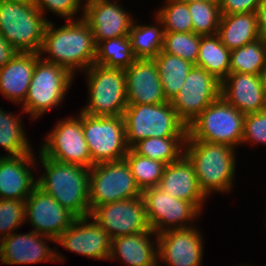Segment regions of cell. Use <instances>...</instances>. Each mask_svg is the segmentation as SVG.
I'll return each instance as SVG.
<instances>
[{"label": "cell", "instance_id": "7bdbcfd3", "mask_svg": "<svg viewBox=\"0 0 266 266\" xmlns=\"http://www.w3.org/2000/svg\"><path fill=\"white\" fill-rule=\"evenodd\" d=\"M256 14L260 35L266 39V0L261 3Z\"/></svg>", "mask_w": 266, "mask_h": 266}, {"label": "cell", "instance_id": "7402d4cb", "mask_svg": "<svg viewBox=\"0 0 266 266\" xmlns=\"http://www.w3.org/2000/svg\"><path fill=\"white\" fill-rule=\"evenodd\" d=\"M221 96L244 115L266 109L260 75L229 73L221 82Z\"/></svg>", "mask_w": 266, "mask_h": 266}, {"label": "cell", "instance_id": "cb8c5ba5", "mask_svg": "<svg viewBox=\"0 0 266 266\" xmlns=\"http://www.w3.org/2000/svg\"><path fill=\"white\" fill-rule=\"evenodd\" d=\"M40 53L17 52L0 68V92L6 99L22 104L27 96L36 62Z\"/></svg>", "mask_w": 266, "mask_h": 266}, {"label": "cell", "instance_id": "ac0fdd59", "mask_svg": "<svg viewBox=\"0 0 266 266\" xmlns=\"http://www.w3.org/2000/svg\"><path fill=\"white\" fill-rule=\"evenodd\" d=\"M84 5L82 19L91 28L96 45L106 39L129 35L134 19L121 5L109 0H90Z\"/></svg>", "mask_w": 266, "mask_h": 266}, {"label": "cell", "instance_id": "9c48e42d", "mask_svg": "<svg viewBox=\"0 0 266 266\" xmlns=\"http://www.w3.org/2000/svg\"><path fill=\"white\" fill-rule=\"evenodd\" d=\"M142 196L125 159L91 166L89 171L90 212L97 206Z\"/></svg>", "mask_w": 266, "mask_h": 266}, {"label": "cell", "instance_id": "4dcf8cb0", "mask_svg": "<svg viewBox=\"0 0 266 266\" xmlns=\"http://www.w3.org/2000/svg\"><path fill=\"white\" fill-rule=\"evenodd\" d=\"M155 17L157 23L162 27L136 25L137 23L134 21L130 28L129 37L131 39L132 51L136 59H153L162 51L165 31L162 21L157 16ZM159 28H161V30Z\"/></svg>", "mask_w": 266, "mask_h": 266}, {"label": "cell", "instance_id": "f1b7e54d", "mask_svg": "<svg viewBox=\"0 0 266 266\" xmlns=\"http://www.w3.org/2000/svg\"><path fill=\"white\" fill-rule=\"evenodd\" d=\"M186 137H150L135 143L131 149L138 155L170 164L184 154Z\"/></svg>", "mask_w": 266, "mask_h": 266}, {"label": "cell", "instance_id": "603a6c76", "mask_svg": "<svg viewBox=\"0 0 266 266\" xmlns=\"http://www.w3.org/2000/svg\"><path fill=\"white\" fill-rule=\"evenodd\" d=\"M158 187L174 198L192 203L200 212L207 198L198 185L193 165L184 154L166 165Z\"/></svg>", "mask_w": 266, "mask_h": 266}, {"label": "cell", "instance_id": "ee69618b", "mask_svg": "<svg viewBox=\"0 0 266 266\" xmlns=\"http://www.w3.org/2000/svg\"><path fill=\"white\" fill-rule=\"evenodd\" d=\"M260 79H261V84H262V87H263V90L266 96V67L261 71Z\"/></svg>", "mask_w": 266, "mask_h": 266}, {"label": "cell", "instance_id": "4fadbf2b", "mask_svg": "<svg viewBox=\"0 0 266 266\" xmlns=\"http://www.w3.org/2000/svg\"><path fill=\"white\" fill-rule=\"evenodd\" d=\"M142 198L149 225L156 234L171 229L190 228L189 221L195 220L200 213L192 203L174 198L158 186L143 190Z\"/></svg>", "mask_w": 266, "mask_h": 266}, {"label": "cell", "instance_id": "5b68a950", "mask_svg": "<svg viewBox=\"0 0 266 266\" xmlns=\"http://www.w3.org/2000/svg\"><path fill=\"white\" fill-rule=\"evenodd\" d=\"M123 119L129 148L145 138L187 136V126L178 118L169 101L163 104H128Z\"/></svg>", "mask_w": 266, "mask_h": 266}, {"label": "cell", "instance_id": "7a4b0ae2", "mask_svg": "<svg viewBox=\"0 0 266 266\" xmlns=\"http://www.w3.org/2000/svg\"><path fill=\"white\" fill-rule=\"evenodd\" d=\"M45 173L37 178V186L50 194L76 217L90 215L89 171L77 164L62 163L39 155Z\"/></svg>", "mask_w": 266, "mask_h": 266}, {"label": "cell", "instance_id": "d590c367", "mask_svg": "<svg viewBox=\"0 0 266 266\" xmlns=\"http://www.w3.org/2000/svg\"><path fill=\"white\" fill-rule=\"evenodd\" d=\"M194 33L216 35L221 19L219 3L195 1L188 3Z\"/></svg>", "mask_w": 266, "mask_h": 266}, {"label": "cell", "instance_id": "e0dca14e", "mask_svg": "<svg viewBox=\"0 0 266 266\" xmlns=\"http://www.w3.org/2000/svg\"><path fill=\"white\" fill-rule=\"evenodd\" d=\"M89 218L90 215L76 217L55 242L72 252L95 259L109 260L111 239L94 219L89 222Z\"/></svg>", "mask_w": 266, "mask_h": 266}, {"label": "cell", "instance_id": "7c38bea8", "mask_svg": "<svg viewBox=\"0 0 266 266\" xmlns=\"http://www.w3.org/2000/svg\"><path fill=\"white\" fill-rule=\"evenodd\" d=\"M221 96V81L205 69L193 66L178 94L170 101L178 118L188 126Z\"/></svg>", "mask_w": 266, "mask_h": 266}, {"label": "cell", "instance_id": "1f68e13d", "mask_svg": "<svg viewBox=\"0 0 266 266\" xmlns=\"http://www.w3.org/2000/svg\"><path fill=\"white\" fill-rule=\"evenodd\" d=\"M266 67V39L261 37L254 42L231 50L230 73L260 75Z\"/></svg>", "mask_w": 266, "mask_h": 266}, {"label": "cell", "instance_id": "4316f807", "mask_svg": "<svg viewBox=\"0 0 266 266\" xmlns=\"http://www.w3.org/2000/svg\"><path fill=\"white\" fill-rule=\"evenodd\" d=\"M230 56L231 51L217 34L205 35L200 40L196 66L205 69L222 82L230 73Z\"/></svg>", "mask_w": 266, "mask_h": 266}, {"label": "cell", "instance_id": "f546056e", "mask_svg": "<svg viewBox=\"0 0 266 266\" xmlns=\"http://www.w3.org/2000/svg\"><path fill=\"white\" fill-rule=\"evenodd\" d=\"M135 60L129 35L106 39L96 45V65L125 70Z\"/></svg>", "mask_w": 266, "mask_h": 266}, {"label": "cell", "instance_id": "6da1fadb", "mask_svg": "<svg viewBox=\"0 0 266 266\" xmlns=\"http://www.w3.org/2000/svg\"><path fill=\"white\" fill-rule=\"evenodd\" d=\"M48 22L40 51L50 54L44 61L57 64L68 70L73 76L75 69L87 70L96 58V44L93 32L81 18L77 21L69 20L62 27H55Z\"/></svg>", "mask_w": 266, "mask_h": 266}, {"label": "cell", "instance_id": "44dd1931", "mask_svg": "<svg viewBox=\"0 0 266 266\" xmlns=\"http://www.w3.org/2000/svg\"><path fill=\"white\" fill-rule=\"evenodd\" d=\"M33 153L0 156V198L26 200L37 186L30 167L35 166ZM30 169V170H29Z\"/></svg>", "mask_w": 266, "mask_h": 266}, {"label": "cell", "instance_id": "484cf974", "mask_svg": "<svg viewBox=\"0 0 266 266\" xmlns=\"http://www.w3.org/2000/svg\"><path fill=\"white\" fill-rule=\"evenodd\" d=\"M217 35L231 51L261 38L256 13L222 14Z\"/></svg>", "mask_w": 266, "mask_h": 266}, {"label": "cell", "instance_id": "277c9868", "mask_svg": "<svg viewBox=\"0 0 266 266\" xmlns=\"http://www.w3.org/2000/svg\"><path fill=\"white\" fill-rule=\"evenodd\" d=\"M48 22L32 1L0 0V33L17 52L40 53Z\"/></svg>", "mask_w": 266, "mask_h": 266}, {"label": "cell", "instance_id": "8992f818", "mask_svg": "<svg viewBox=\"0 0 266 266\" xmlns=\"http://www.w3.org/2000/svg\"><path fill=\"white\" fill-rule=\"evenodd\" d=\"M244 119V114L220 96L187 126V135L193 140L236 148L242 143Z\"/></svg>", "mask_w": 266, "mask_h": 266}, {"label": "cell", "instance_id": "b9f144b4", "mask_svg": "<svg viewBox=\"0 0 266 266\" xmlns=\"http://www.w3.org/2000/svg\"><path fill=\"white\" fill-rule=\"evenodd\" d=\"M16 53L17 51L0 33V68H3Z\"/></svg>", "mask_w": 266, "mask_h": 266}, {"label": "cell", "instance_id": "9a60e30c", "mask_svg": "<svg viewBox=\"0 0 266 266\" xmlns=\"http://www.w3.org/2000/svg\"><path fill=\"white\" fill-rule=\"evenodd\" d=\"M25 218L35 228L33 231L56 240L76 216L36 186L25 200Z\"/></svg>", "mask_w": 266, "mask_h": 266}, {"label": "cell", "instance_id": "bcb514c9", "mask_svg": "<svg viewBox=\"0 0 266 266\" xmlns=\"http://www.w3.org/2000/svg\"><path fill=\"white\" fill-rule=\"evenodd\" d=\"M5 1L28 2V1H32V0H5Z\"/></svg>", "mask_w": 266, "mask_h": 266}, {"label": "cell", "instance_id": "836d02e7", "mask_svg": "<svg viewBox=\"0 0 266 266\" xmlns=\"http://www.w3.org/2000/svg\"><path fill=\"white\" fill-rule=\"evenodd\" d=\"M141 191L158 186L166 164L136 154L129 148L125 158Z\"/></svg>", "mask_w": 266, "mask_h": 266}, {"label": "cell", "instance_id": "2e32d148", "mask_svg": "<svg viewBox=\"0 0 266 266\" xmlns=\"http://www.w3.org/2000/svg\"><path fill=\"white\" fill-rule=\"evenodd\" d=\"M195 227L157 234L158 258L168 266H201L203 239Z\"/></svg>", "mask_w": 266, "mask_h": 266}, {"label": "cell", "instance_id": "8fae6325", "mask_svg": "<svg viewBox=\"0 0 266 266\" xmlns=\"http://www.w3.org/2000/svg\"><path fill=\"white\" fill-rule=\"evenodd\" d=\"M41 147L39 153L55 161L86 168L92 166L89 147L83 135L81 111L78 117L59 121Z\"/></svg>", "mask_w": 266, "mask_h": 266}, {"label": "cell", "instance_id": "60d3db41", "mask_svg": "<svg viewBox=\"0 0 266 266\" xmlns=\"http://www.w3.org/2000/svg\"><path fill=\"white\" fill-rule=\"evenodd\" d=\"M264 0H219L221 14L256 13Z\"/></svg>", "mask_w": 266, "mask_h": 266}, {"label": "cell", "instance_id": "ffe728a7", "mask_svg": "<svg viewBox=\"0 0 266 266\" xmlns=\"http://www.w3.org/2000/svg\"><path fill=\"white\" fill-rule=\"evenodd\" d=\"M128 104H163L167 102L157 65L153 59H136L125 69Z\"/></svg>", "mask_w": 266, "mask_h": 266}, {"label": "cell", "instance_id": "30bf717a", "mask_svg": "<svg viewBox=\"0 0 266 266\" xmlns=\"http://www.w3.org/2000/svg\"><path fill=\"white\" fill-rule=\"evenodd\" d=\"M82 128L92 166L125 158L129 147L123 116L95 117L82 112Z\"/></svg>", "mask_w": 266, "mask_h": 266}, {"label": "cell", "instance_id": "d6986e66", "mask_svg": "<svg viewBox=\"0 0 266 266\" xmlns=\"http://www.w3.org/2000/svg\"><path fill=\"white\" fill-rule=\"evenodd\" d=\"M13 234L0 240V261L3 264H30L43 261H64L58 252L48 247L44 238L56 241L54 238L32 231L27 234Z\"/></svg>", "mask_w": 266, "mask_h": 266}, {"label": "cell", "instance_id": "d6a6232c", "mask_svg": "<svg viewBox=\"0 0 266 266\" xmlns=\"http://www.w3.org/2000/svg\"><path fill=\"white\" fill-rule=\"evenodd\" d=\"M22 127L19 116L7 113L0 108V146L8 151L7 156L32 153Z\"/></svg>", "mask_w": 266, "mask_h": 266}, {"label": "cell", "instance_id": "d4e9b609", "mask_svg": "<svg viewBox=\"0 0 266 266\" xmlns=\"http://www.w3.org/2000/svg\"><path fill=\"white\" fill-rule=\"evenodd\" d=\"M151 235L157 234L151 230L114 238L109 259L121 257L128 266H158V244L153 245Z\"/></svg>", "mask_w": 266, "mask_h": 266}, {"label": "cell", "instance_id": "e575fe53", "mask_svg": "<svg viewBox=\"0 0 266 266\" xmlns=\"http://www.w3.org/2000/svg\"><path fill=\"white\" fill-rule=\"evenodd\" d=\"M202 36L194 32H164L162 51L179 56L196 66Z\"/></svg>", "mask_w": 266, "mask_h": 266}, {"label": "cell", "instance_id": "ba28073f", "mask_svg": "<svg viewBox=\"0 0 266 266\" xmlns=\"http://www.w3.org/2000/svg\"><path fill=\"white\" fill-rule=\"evenodd\" d=\"M73 75L65 68L40 58L35 65L23 111L32 119L41 117L49 109L63 101L71 85Z\"/></svg>", "mask_w": 266, "mask_h": 266}, {"label": "cell", "instance_id": "f35d334b", "mask_svg": "<svg viewBox=\"0 0 266 266\" xmlns=\"http://www.w3.org/2000/svg\"><path fill=\"white\" fill-rule=\"evenodd\" d=\"M243 142L266 144V109L245 115Z\"/></svg>", "mask_w": 266, "mask_h": 266}, {"label": "cell", "instance_id": "83f0119b", "mask_svg": "<svg viewBox=\"0 0 266 266\" xmlns=\"http://www.w3.org/2000/svg\"><path fill=\"white\" fill-rule=\"evenodd\" d=\"M157 65L160 81L167 101H171L181 90L186 76L194 64L179 56L161 51L153 58Z\"/></svg>", "mask_w": 266, "mask_h": 266}, {"label": "cell", "instance_id": "5bb4252c", "mask_svg": "<svg viewBox=\"0 0 266 266\" xmlns=\"http://www.w3.org/2000/svg\"><path fill=\"white\" fill-rule=\"evenodd\" d=\"M90 218L108 233L111 240L152 230L142 196L97 206L90 212Z\"/></svg>", "mask_w": 266, "mask_h": 266}, {"label": "cell", "instance_id": "3957f363", "mask_svg": "<svg viewBox=\"0 0 266 266\" xmlns=\"http://www.w3.org/2000/svg\"><path fill=\"white\" fill-rule=\"evenodd\" d=\"M234 151L235 148L226 144L186 136L184 155L193 165L198 185L206 197L213 191L224 193L231 190L236 171Z\"/></svg>", "mask_w": 266, "mask_h": 266}, {"label": "cell", "instance_id": "8d00e7d4", "mask_svg": "<svg viewBox=\"0 0 266 266\" xmlns=\"http://www.w3.org/2000/svg\"><path fill=\"white\" fill-rule=\"evenodd\" d=\"M156 16L162 21L165 32H194L191 14L186 2L166 0Z\"/></svg>", "mask_w": 266, "mask_h": 266}, {"label": "cell", "instance_id": "f6af8a7d", "mask_svg": "<svg viewBox=\"0 0 266 266\" xmlns=\"http://www.w3.org/2000/svg\"><path fill=\"white\" fill-rule=\"evenodd\" d=\"M178 1L186 2L187 4L190 3V2H195V1H205V2H216V3H219V0H178Z\"/></svg>", "mask_w": 266, "mask_h": 266}, {"label": "cell", "instance_id": "ab89813d", "mask_svg": "<svg viewBox=\"0 0 266 266\" xmlns=\"http://www.w3.org/2000/svg\"><path fill=\"white\" fill-rule=\"evenodd\" d=\"M37 8L44 15V11L48 9L50 12L65 17L68 21L74 20L73 18L78 13L81 6V0H32Z\"/></svg>", "mask_w": 266, "mask_h": 266}, {"label": "cell", "instance_id": "74e56055", "mask_svg": "<svg viewBox=\"0 0 266 266\" xmlns=\"http://www.w3.org/2000/svg\"><path fill=\"white\" fill-rule=\"evenodd\" d=\"M25 220V200L0 198V240L11 235Z\"/></svg>", "mask_w": 266, "mask_h": 266}, {"label": "cell", "instance_id": "52a82bcc", "mask_svg": "<svg viewBox=\"0 0 266 266\" xmlns=\"http://www.w3.org/2000/svg\"><path fill=\"white\" fill-rule=\"evenodd\" d=\"M85 73L88 77L89 105L81 112L95 117L123 116L128 105L125 70L93 64Z\"/></svg>", "mask_w": 266, "mask_h": 266}]
</instances>
